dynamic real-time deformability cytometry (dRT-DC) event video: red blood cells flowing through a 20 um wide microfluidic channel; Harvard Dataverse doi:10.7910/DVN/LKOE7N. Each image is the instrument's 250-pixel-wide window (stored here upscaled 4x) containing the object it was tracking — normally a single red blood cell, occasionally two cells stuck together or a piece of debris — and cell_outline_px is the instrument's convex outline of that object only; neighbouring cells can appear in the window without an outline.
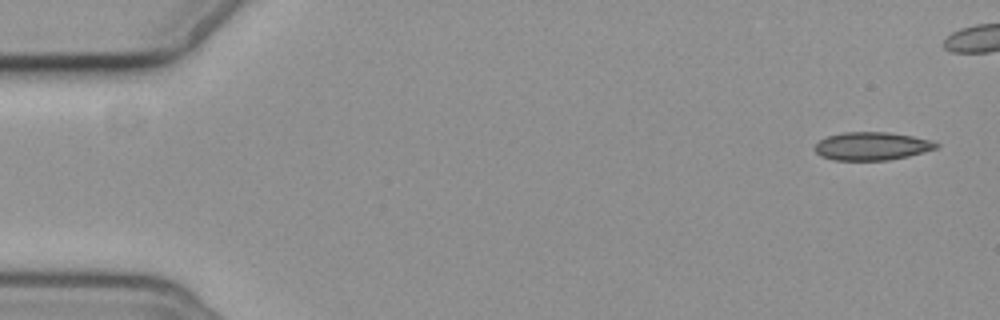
{"species": "common noctule bat (a hibernating species)", "species_latin": "Nyctalus noctula", "temperature_condition": "cold", "stored_images_in_passage": 4, "camera_frame_rate_fps": 3000, "um_per_image_px": 0.085, "animal": {"sex": "female", "body_mass_g": 19.3, "forearm_length_mm": 54.1}, "frame": {"image": 1, "passage_image": 1, "time_ms": 0.0, "image_size_px": [1000, 320], "cell_outline_px": [[940, 144], [936, 148], [924, 152], [908, 156], [888, 160], [832, 160], [820, 156], [812, 148], [820, 140], [828, 136], [844, 132], [888, 132], [912, 136], [928, 140]], "centroid_in_image_um": [74.06, 12.42], "position_along_channel_um": 10.9, "area_um2": 19.83}}